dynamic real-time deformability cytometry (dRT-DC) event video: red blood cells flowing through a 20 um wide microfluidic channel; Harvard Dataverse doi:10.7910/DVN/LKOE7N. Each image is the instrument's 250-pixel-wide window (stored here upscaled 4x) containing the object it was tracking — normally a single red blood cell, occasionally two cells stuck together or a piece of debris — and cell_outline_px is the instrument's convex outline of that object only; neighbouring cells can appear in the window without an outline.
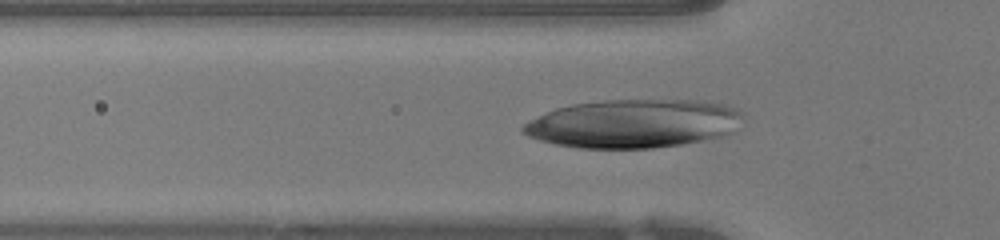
{"species": "human", "species_latin": "Homo sapiens", "temperature_condition": "warm", "stored_images_in_passage": 47, "camera_frame_rate_fps": 3000, "um_per_image_px": 0.085, "donor": {"sex": "female"}, "frame": {"image": 1, "passage_image": 12, "time_ms": 3.667, "image_size_px": [1000, 240], "cell_outline_px": [[740, 116], [728, 132], [720, 136], [684, 144], [652, 148], [580, 148], [556, 144], [540, 140], [528, 136], [520, 132], [520, 128], [528, 120], [556, 108], [572, 104], [604, 100], [704, 100], [724, 104], [736, 108]], "centroid_in_image_um": [53.74, 10.5], "position_along_channel_um": 72.1, "area_um2": 61.61}}
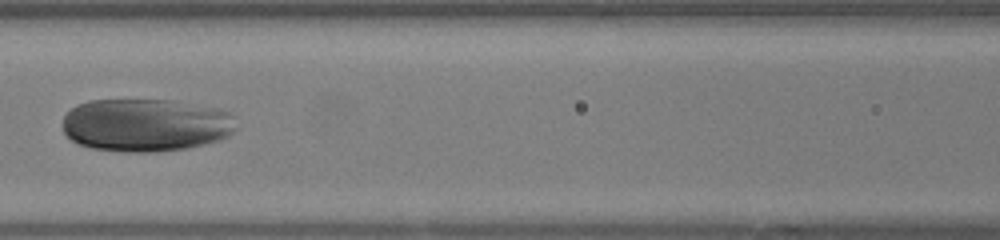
{"frame": {"image": 2, "passage_image": 18, "time_ms": 5.667, "image_size_px": [1000, 240], "cell_outline_px": [[236, 128], [228, 136], [220, 140], [204, 144], [184, 148], [156, 152], [128, 152], [92, 148], [80, 144], [72, 140], [64, 132], [64, 116], [76, 104], [88, 100], [176, 100], [220, 108], [228, 112]], "centroid_in_image_um": [12.39, 10.62], "position_along_channel_um": 154.2, "area_um2": 53.64}}
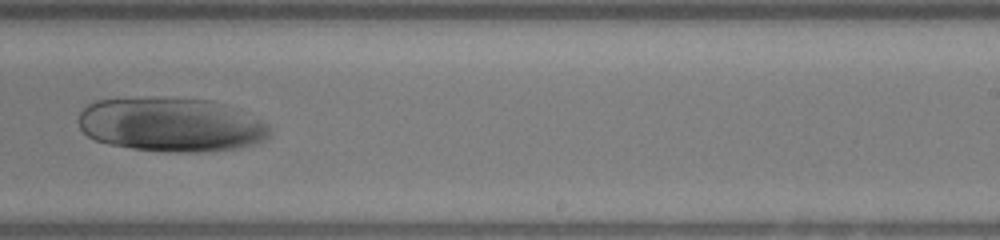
{"frame": {"image": 3, "passage_image": 27, "time_ms": 8.667, "image_size_px": [1000, 240], "cell_outline_px": [[268, 136], [264, 140], [252, 144], [232, 148], [196, 152], [164, 152], [132, 148], [108, 144], [96, 140], [88, 136], [80, 128], [76, 120], [80, 112], [88, 104], [96, 100], [152, 96], [164, 96], [208, 100], [224, 104], [264, 124], [268, 128]], "centroid_in_image_um": [14.4, 10.57], "position_along_channel_um": 274.6, "area_um2": 60.05}}